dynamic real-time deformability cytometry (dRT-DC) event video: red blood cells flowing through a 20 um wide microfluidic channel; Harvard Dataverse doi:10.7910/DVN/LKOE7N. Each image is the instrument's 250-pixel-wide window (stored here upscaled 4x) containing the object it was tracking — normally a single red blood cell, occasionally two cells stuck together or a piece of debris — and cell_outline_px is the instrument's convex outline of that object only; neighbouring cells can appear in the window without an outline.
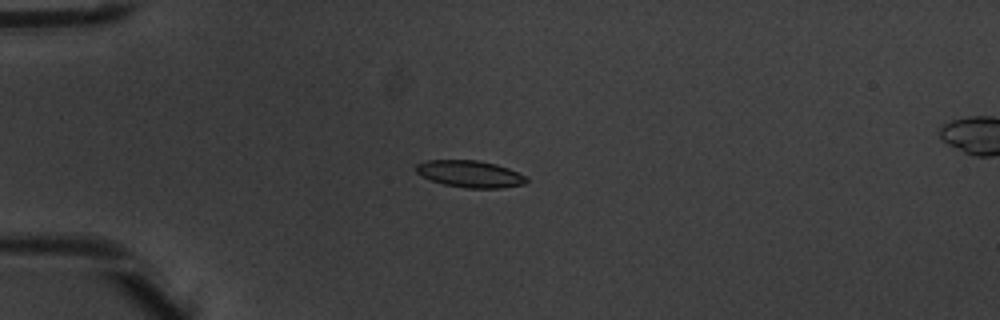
{"species": "common noctule bat (a hibernating species)", "species_latin": "Nyctalus noctula", "temperature_condition": "warm", "stored_images_in_passage": 5, "camera_frame_rate_fps": 3000, "um_per_image_px": 0.085, "animal": {"sex": "male", "body_mass_g": 20.1, "forearm_length_mm": 53.5}, "frame": {"image": 1, "passage_image": 4, "time_ms": 1.0, "image_size_px": [1000, 320], "cell_outline_px": [[528, 180], [524, 184], [500, 188], [468, 188], [444, 184], [432, 180], [416, 172], [416, 164], [428, 160], [476, 160], [496, 164], [508, 168], [524, 176]], "centroid_in_image_um": [39.95, 14.78], "position_along_channel_um": 45.1, "area_um2": 16.99}}